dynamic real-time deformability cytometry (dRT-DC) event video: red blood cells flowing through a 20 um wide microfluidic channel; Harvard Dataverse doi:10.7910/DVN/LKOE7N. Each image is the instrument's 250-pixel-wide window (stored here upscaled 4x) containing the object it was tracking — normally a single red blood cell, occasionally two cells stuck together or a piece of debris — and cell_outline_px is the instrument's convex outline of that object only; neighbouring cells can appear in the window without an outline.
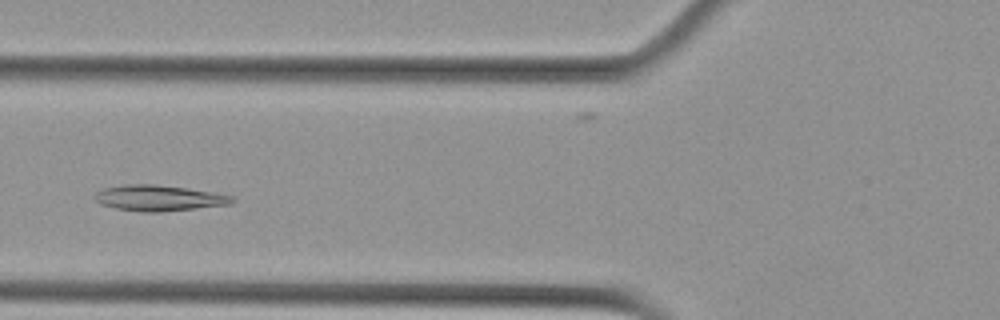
{"species": "Egyptian fruit bat (a non-hibernating species)", "species_latin": "Rousettus aegyptiacus", "temperature_condition": "cold", "stored_images_in_passage": 5, "camera_frame_rate_fps": 3000, "um_per_image_px": 0.085, "animal": {"sex": "female"}, "frame": {"image": 1, "passage_image": 5, "time_ms": 1.333, "image_size_px": [1000, 320], "cell_outline_px": [[236, 200], [232, 204], [164, 212], [140, 212], [116, 208], [100, 204], [96, 200], [96, 192], [104, 188], [124, 184], [156, 184], [188, 188], [216, 192], [232, 196]], "centroid_in_image_um": [13.55, 16.83], "position_along_channel_um": 112.2, "area_um2": 20.87}}